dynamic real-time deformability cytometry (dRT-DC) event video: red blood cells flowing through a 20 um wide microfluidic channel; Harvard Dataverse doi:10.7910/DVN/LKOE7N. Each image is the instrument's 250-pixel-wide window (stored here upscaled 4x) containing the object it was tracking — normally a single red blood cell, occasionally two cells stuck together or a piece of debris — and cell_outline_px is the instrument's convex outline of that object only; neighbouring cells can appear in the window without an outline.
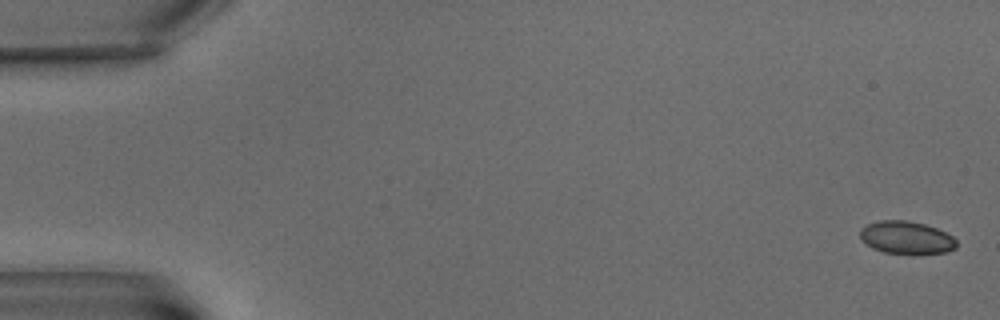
{"species": "common noctule bat (a hibernating species)", "species_latin": "Nyctalus noctula", "temperature_condition": "warm", "stored_images_in_passage": 8, "camera_frame_rate_fps": 3000, "um_per_image_px": 0.085, "animal": {"sex": "male", "body_mass_g": 15.6}, "frame": {"image": 1, "passage_image": 1, "time_ms": 0.0, "image_size_px": [1000, 320], "cell_outline_px": [[956, 248], [948, 252], [884, 252], [872, 248], [860, 236], [860, 228], [868, 224], [880, 220], [908, 220], [924, 224], [936, 228], [952, 236], [956, 240]], "centroid_in_image_um": [77.04, 20.16], "position_along_channel_um": 8.0, "area_um2": 17.86}}
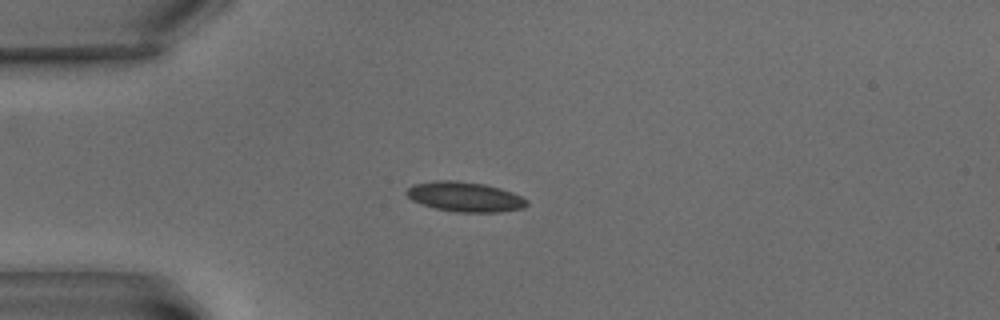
{"frame": {"image": 2, "passage_image": 6, "time_ms": 5.667, "image_size_px": [1000, 320], "cell_outline_px": [[528, 204], [524, 208], [500, 212], [456, 212], [436, 208], [420, 204], [412, 200], [404, 192], [412, 184], [436, 180], [456, 180], [484, 184], [500, 188], [512, 192], [528, 200]], "centroid_in_image_um": [39.5, 16.72], "position_along_channel_um": 45.5, "area_um2": 21.04}}
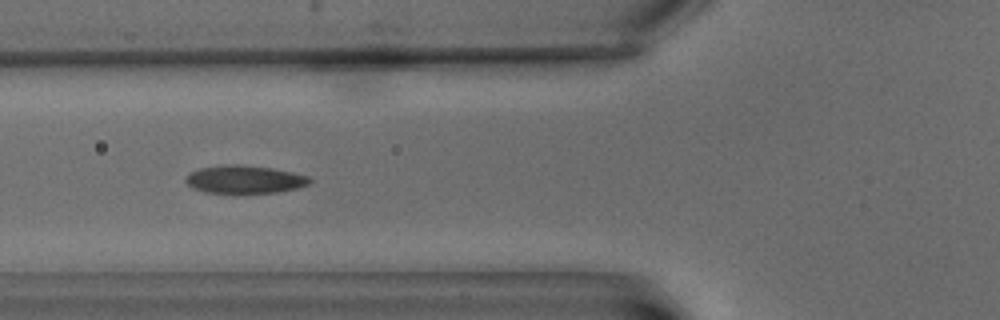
{"frame": {"image": 3, "passage_image": 8, "time_ms": 8.333, "image_size_px": [1000, 320], "cell_outline_px": [[312, 180], [308, 184], [296, 188], [280, 192], [244, 196], [204, 192], [192, 188], [184, 180], [184, 176], [200, 168], [228, 164], [236, 164], [272, 168], [292, 172], [308, 176]], "centroid_in_image_um": [20.76, 15.3], "position_along_channel_um": 105.0, "area_um2": 21.04}}